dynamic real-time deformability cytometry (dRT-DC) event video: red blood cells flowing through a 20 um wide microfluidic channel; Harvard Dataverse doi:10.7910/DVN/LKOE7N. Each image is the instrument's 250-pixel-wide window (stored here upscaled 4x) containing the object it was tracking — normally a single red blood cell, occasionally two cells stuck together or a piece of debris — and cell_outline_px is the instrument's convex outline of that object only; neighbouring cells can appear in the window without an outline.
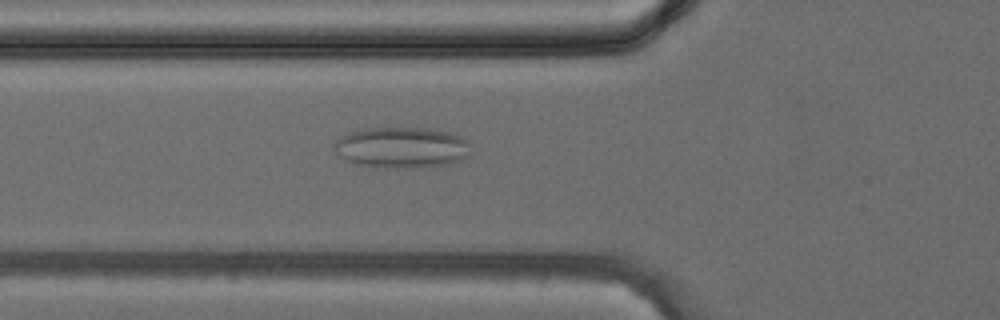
{"species": "common noctule bat (a hibernating species)", "species_latin": "Nyctalus noctula", "temperature_condition": "cold", "stored_images_in_passage": 40, "camera_frame_rate_fps": 3000, "um_per_image_px": 0.085, "animal": {"sex": "female", "body_mass_g": 24.6, "forearm_length_mm": 56.2}, "frame": {"image": 1, "passage_image": 14, "time_ms": 4.333, "image_size_px": [1000, 320], "cell_outline_px": [[468, 156], [452, 164], [420, 168], [380, 168], [352, 164], [344, 160], [336, 152], [332, 144], [336, 140], [348, 132], [364, 128], [428, 128], [448, 132], [460, 136], [468, 140]], "centroid_in_image_um": [34.1, 12.56], "position_along_channel_um": 91.7, "area_um2": 33.18}}
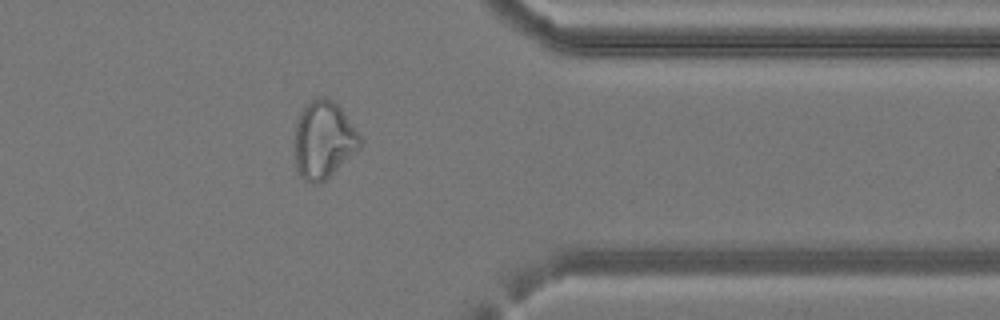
{"frame": {"image": 2, "passage_image": 32, "time_ms": 10.333, "image_size_px": [1000, 320], "cell_outline_px": [[360, 148], [324, 180], [312, 184], [304, 180], [300, 176], [296, 168], [296, 124], [300, 112], [316, 96], [324, 96], [332, 100], [340, 108], [360, 136]], "centroid_in_image_um": [27.49, 11.88], "position_along_channel_um": 383.9, "area_um2": 28.78}}
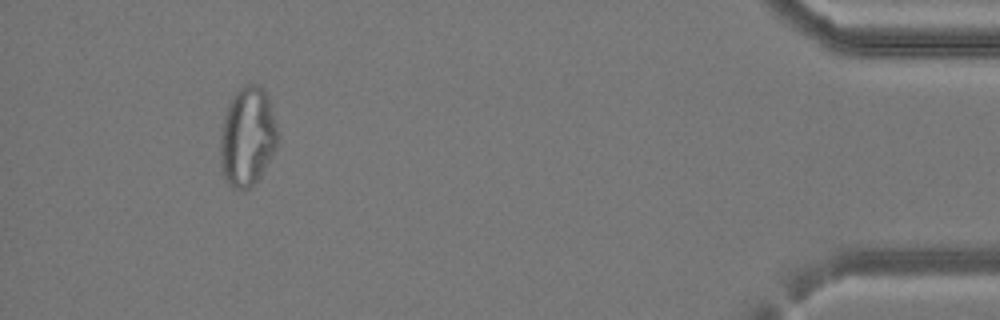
{"frame": {"image": 3, "passage_image": 37, "time_ms": 12.0, "image_size_px": [1000, 320], "cell_outline_px": [[276, 148], [260, 176], [248, 188], [232, 188], [224, 180], [220, 164], [220, 128], [228, 104], [232, 96], [244, 84], [256, 84], [264, 88], [268, 96], [276, 124]], "centroid_in_image_um": [20.99, 11.6], "position_along_channel_um": 414.2, "area_um2": 33.18}}